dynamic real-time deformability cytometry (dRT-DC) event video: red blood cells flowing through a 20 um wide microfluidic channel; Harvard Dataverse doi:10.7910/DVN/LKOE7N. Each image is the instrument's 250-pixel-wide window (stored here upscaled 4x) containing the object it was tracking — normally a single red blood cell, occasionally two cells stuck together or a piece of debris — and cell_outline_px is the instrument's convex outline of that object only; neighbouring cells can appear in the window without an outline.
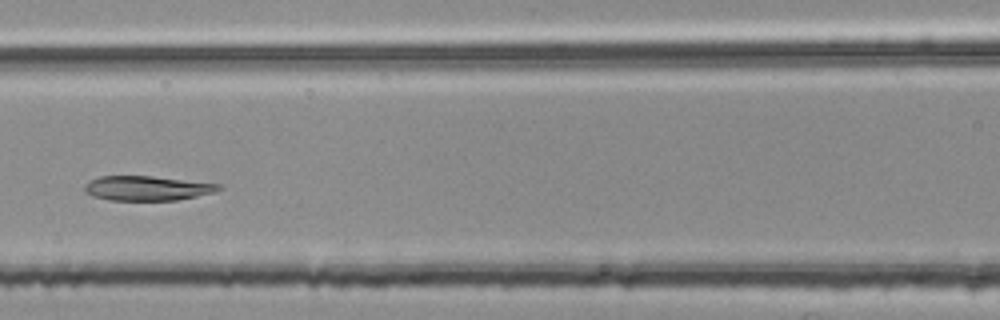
{"species": "common noctule bat (a hibernating species)", "species_latin": "Nyctalus noctula", "temperature_condition": "room temperature", "stored_images_in_passage": 5, "camera_frame_rate_fps": 3000, "um_per_image_px": 0.085, "animal": {"sex": "female", "body_mass_g": 25.1}, "frame": {"image": 1, "passage_image": 5, "time_ms": 1.333, "image_size_px": [1000, 320], "cell_outline_px": [[224, 188], [216, 192], [176, 200], [108, 200], [92, 196], [84, 192], [84, 184], [100, 176], [152, 176], [224, 184]], "centroid_in_image_um": [12.55, 15.99], "position_along_channel_um": 154.1, "area_um2": 19.42}}